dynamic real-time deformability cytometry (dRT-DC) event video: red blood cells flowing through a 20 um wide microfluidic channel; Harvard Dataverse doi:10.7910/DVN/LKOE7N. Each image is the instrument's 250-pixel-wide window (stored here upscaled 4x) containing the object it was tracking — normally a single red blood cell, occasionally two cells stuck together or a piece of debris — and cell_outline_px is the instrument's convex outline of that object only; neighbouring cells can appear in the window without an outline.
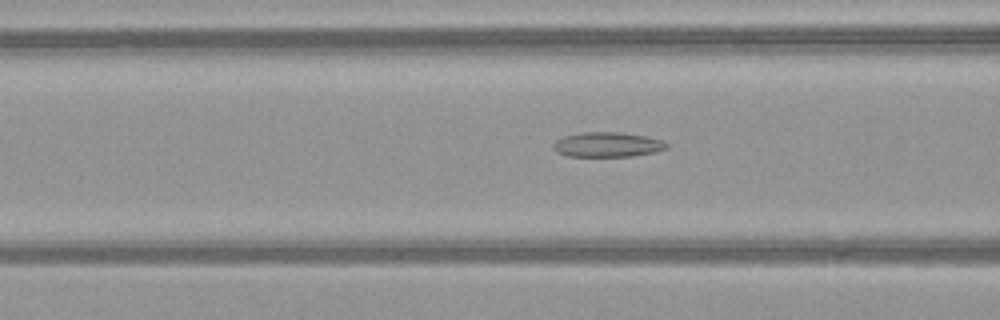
{"species": "common noctule bat (a hibernating species)", "species_latin": "Nyctalus noctula", "temperature_condition": "warm", "stored_images_in_passage": 52, "camera_frame_rate_fps": 3000, "um_per_image_px": 0.085, "animal": {"sex": "female", "body_mass_g": 21.9}, "frame": {"image": 1, "passage_image": 22, "time_ms": 7.0, "image_size_px": [1000, 320], "cell_outline_px": [[668, 148], [656, 152], [632, 156], [568, 156], [556, 152], [552, 148], [552, 144], [556, 140], [564, 136], [580, 132], [620, 132], [644, 136], [664, 140], [668, 144]], "centroid_in_image_um": [51.63, 12.29], "position_along_channel_um": 115.0, "area_um2": 16.53}}
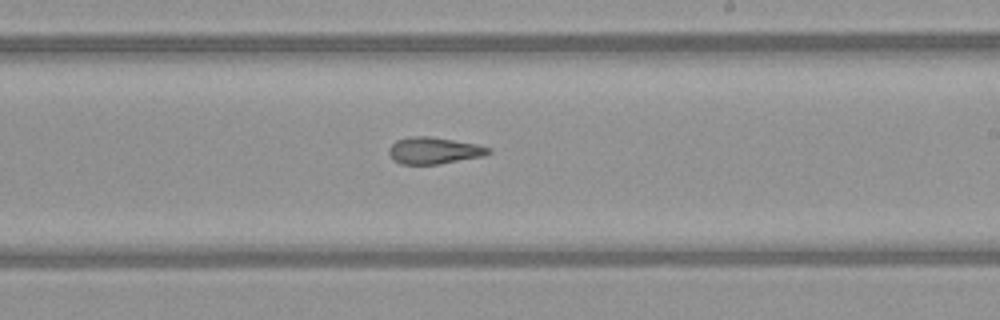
{"frame": {"image": 2, "passage_image": 32, "time_ms": 10.333, "image_size_px": [1000, 320], "cell_outline_px": [[492, 152], [484, 156], [436, 164], [400, 164], [388, 152], [388, 148], [396, 140], [408, 136], [432, 136], [476, 144], [492, 148]], "centroid_in_image_um": [36.9, 12.78], "position_along_channel_um": 252.1, "area_um2": 15.49}}
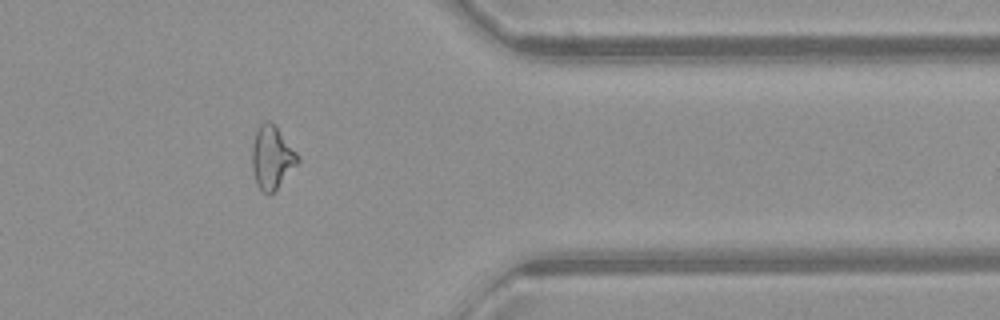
{"frame": {"image": 3, "passage_image": 43, "time_ms": 14.0, "image_size_px": [1000, 320], "cell_outline_px": [[300, 160], [276, 188], [268, 196], [256, 184], [252, 168], [252, 148], [256, 132], [260, 124], [264, 120], [268, 120], [276, 124], [300, 156]], "centroid_in_image_um": [23.11, 13.33], "position_along_channel_um": 388.3, "area_um2": 16.76}, "authors_computed_cell_mechanics": {"area_um2": 17.34, "velocity_mm_per_s": 4.1028, "shape_relaxation_time_tau1_ms": null, "shape_relaxation_time_tau2_ms": 2.8792, "deformation_change_tau1": null, "deformation_change_tau2": 0.1299}}